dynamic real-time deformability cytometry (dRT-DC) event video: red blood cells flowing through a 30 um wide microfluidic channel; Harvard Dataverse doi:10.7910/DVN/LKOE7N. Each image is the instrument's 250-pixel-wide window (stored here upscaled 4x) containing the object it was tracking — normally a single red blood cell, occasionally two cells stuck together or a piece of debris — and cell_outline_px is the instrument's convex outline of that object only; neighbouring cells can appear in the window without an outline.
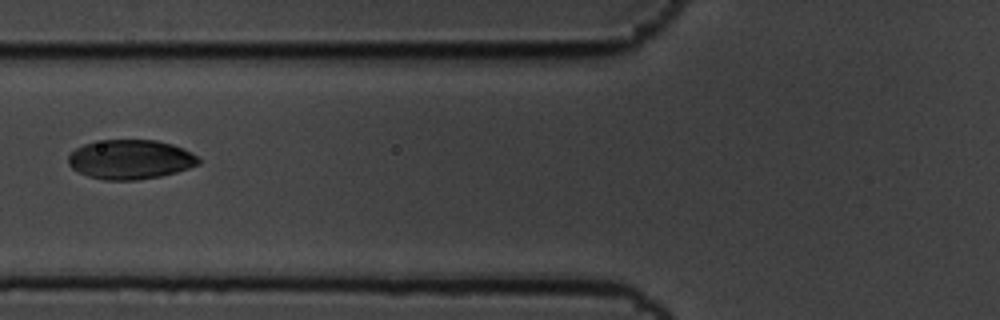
{"species": "common noctule bat (a hibernating species)", "species_latin": "Nyctalus noctula", "temperature_condition": "cold", "stored_images_in_passage": 9, "camera_frame_rate_fps": 3000, "um_per_image_px": 0.085, "animal": {"sex": "male", "body_mass_g": 19.5, "forearm_length_mm": 54.6}, "frame": {"image": 1, "passage_image": 6, "time_ms": 1.667, "image_size_px": [1000, 320], "cell_outline_px": [[200, 164], [176, 172], [160, 176], [136, 180], [104, 180], [88, 176], [72, 168], [68, 164], [68, 156], [76, 148], [84, 144], [104, 140], [156, 140], [172, 144], [184, 148], [196, 156], [200, 160]], "centroid_in_image_um": [11.08, 13.55], "position_along_channel_um": 114.7, "area_um2": 29.82}}
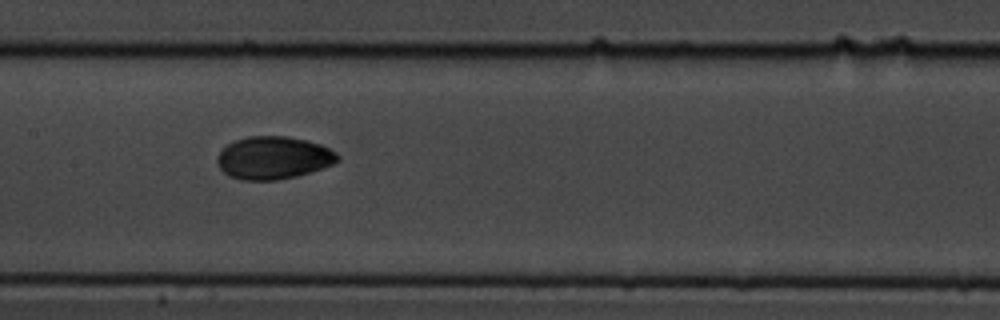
{"frame": {"image": 2, "passage_image": 8, "time_ms": 2.333, "image_size_px": [1000, 320], "cell_outline_px": [[340, 160], [332, 164], [296, 176], [276, 180], [244, 180], [228, 176], [220, 168], [216, 160], [220, 152], [228, 144], [236, 140], [248, 136], [288, 136], [308, 140], [320, 144], [336, 152], [340, 156]], "centroid_in_image_um": [23.24, 13.4], "position_along_channel_um": 184.2, "area_um2": 29.82}}
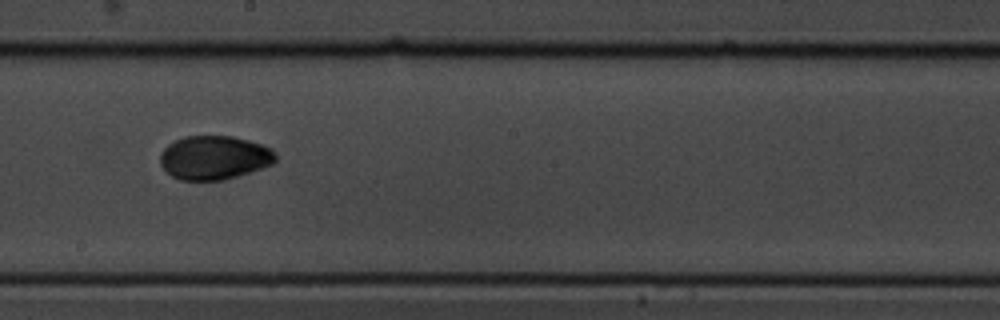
{"frame": {"image": 3, "passage_image": 9, "time_ms": 2.667, "image_size_px": [1000, 320], "cell_outline_px": [[276, 160], [272, 164], [224, 180], [180, 180], [172, 176], [160, 164], [160, 156], [164, 148], [168, 144], [184, 136], [232, 136], [248, 140], [272, 148], [276, 152]], "centroid_in_image_um": [18.21, 13.39], "position_along_channel_um": 230.0, "area_um2": 29.36}}